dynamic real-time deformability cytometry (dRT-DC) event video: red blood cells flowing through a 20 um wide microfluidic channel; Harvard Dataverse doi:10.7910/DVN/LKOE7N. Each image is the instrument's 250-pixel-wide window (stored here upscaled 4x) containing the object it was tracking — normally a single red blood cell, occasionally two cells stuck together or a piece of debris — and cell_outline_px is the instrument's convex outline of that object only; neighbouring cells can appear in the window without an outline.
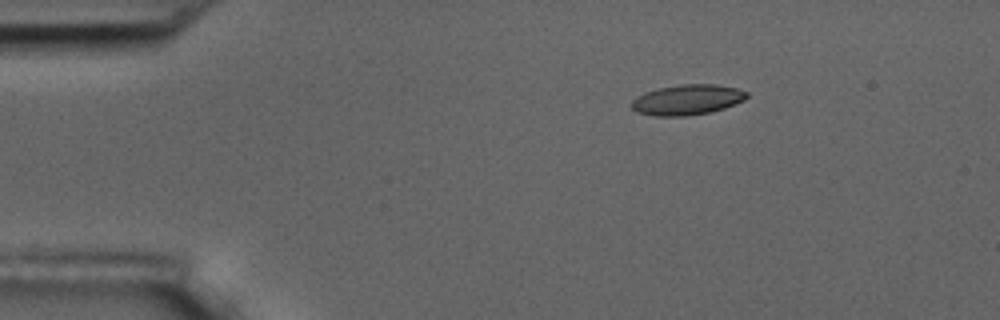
{"species": "common noctule bat (a hibernating species)", "species_latin": "Nyctalus noctula", "temperature_condition": "room temperature", "stored_images_in_passage": 3, "camera_frame_rate_fps": 3000, "um_per_image_px": 0.085, "animal": {"sex": "male", "body_mass_g": 17.5, "forearm_length_mm": 52.3}, "frame": {"image": 1, "passage_image": 1, "time_ms": 0.0, "image_size_px": [1000, 320], "cell_outline_px": [[748, 96], [744, 100], [724, 108], [712, 112], [684, 116], [652, 116], [636, 112], [628, 104], [636, 96], [644, 92], [660, 88], [680, 84], [716, 84], [736, 88], [748, 92]], "centroid_in_image_um": [58.37, 8.48], "position_along_channel_um": 26.6, "area_um2": 20.58}}